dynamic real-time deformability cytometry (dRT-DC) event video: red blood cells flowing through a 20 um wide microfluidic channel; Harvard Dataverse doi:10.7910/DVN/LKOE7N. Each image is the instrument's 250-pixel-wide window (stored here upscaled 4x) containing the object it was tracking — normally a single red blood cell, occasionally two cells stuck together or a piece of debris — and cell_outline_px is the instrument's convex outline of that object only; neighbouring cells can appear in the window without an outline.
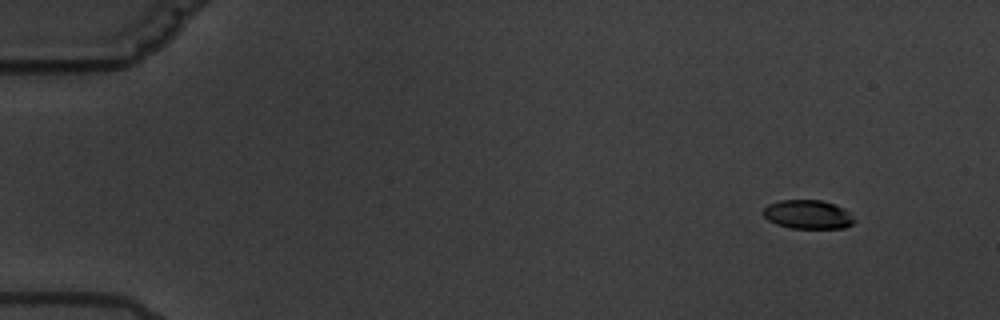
{"species": "common noctule bat (a hibernating species)", "species_latin": "Nyctalus noctula", "temperature_condition": "warm", "stored_images_in_passage": 5, "camera_frame_rate_fps": 3000, "um_per_image_px": 0.085, "animal": {"sex": "male", "body_mass_g": 19.5, "forearm_length_mm": 54.6}, "frame": {"image": 1, "passage_image": 1, "time_ms": 0.0, "image_size_px": [1000, 320], "cell_outline_px": [[856, 220], [852, 224], [844, 228], [792, 228], [776, 224], [768, 220], [764, 216], [764, 208], [768, 204], [780, 200], [820, 200], [836, 204], [844, 208]], "centroid_in_image_um": [68.68, 18.22], "position_along_channel_um": 16.3, "area_um2": 15.32}}
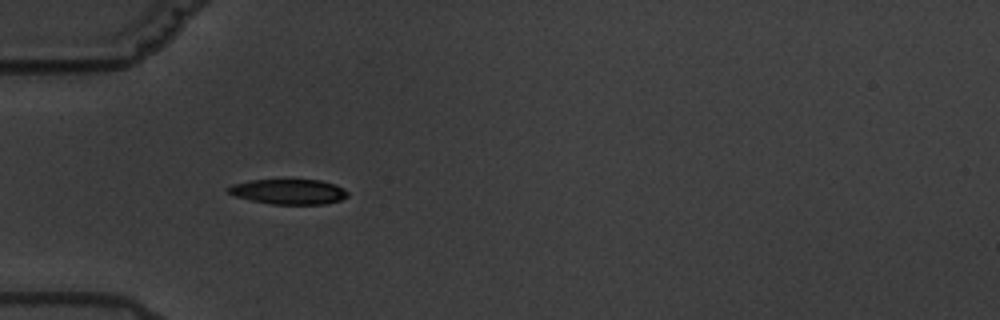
{"frame": {"image": 2, "passage_image": 5, "time_ms": 4.667, "image_size_px": [1000, 320], "cell_outline_px": [[348, 196], [340, 200], [324, 204], [272, 204], [252, 200], [236, 196], [228, 192], [224, 188], [232, 184], [252, 180], [320, 180], [336, 184], [344, 188], [348, 192]], "centroid_in_image_um": [24.55, 16.29], "position_along_channel_um": 60.5, "area_um2": 17.46}}